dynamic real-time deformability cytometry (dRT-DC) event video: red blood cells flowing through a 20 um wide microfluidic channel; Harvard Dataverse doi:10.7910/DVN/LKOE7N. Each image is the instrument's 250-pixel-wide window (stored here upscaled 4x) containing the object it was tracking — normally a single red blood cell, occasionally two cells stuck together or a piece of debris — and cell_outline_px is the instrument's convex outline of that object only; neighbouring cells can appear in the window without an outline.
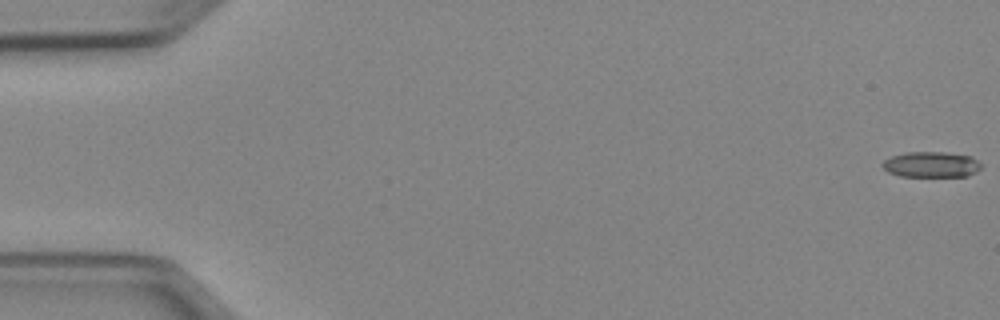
{"species": "Egyptian fruit bat (a non-hibernating species)", "species_latin": "Rousettus aegyptiacus", "temperature_condition": "cold", "stored_images_in_passage": 8, "camera_frame_rate_fps": 3000, "um_per_image_px": 0.085, "animal": {"sex": "female"}, "frame": {"image": 1, "passage_image": 1, "time_ms": 0.0, "image_size_px": [1000, 320], "cell_outline_px": [[980, 168], [976, 172], [968, 176], [900, 176], [888, 172], [880, 164], [884, 160], [892, 156], [904, 152], [944, 152], [972, 156], [980, 164]], "centroid_in_image_um": [79.13, 13.98], "position_along_channel_um": 5.9, "area_um2": 14.74}}